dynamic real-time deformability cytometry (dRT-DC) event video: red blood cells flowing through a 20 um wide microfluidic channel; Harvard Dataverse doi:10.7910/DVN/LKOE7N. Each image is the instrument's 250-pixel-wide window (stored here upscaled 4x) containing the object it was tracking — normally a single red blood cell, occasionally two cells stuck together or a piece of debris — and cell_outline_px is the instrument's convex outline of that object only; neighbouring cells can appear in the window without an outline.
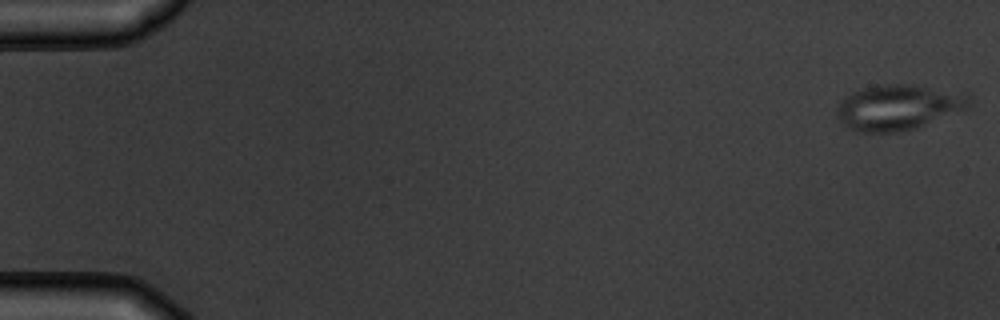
{"species": "common noctule bat (a hibernating species)", "species_latin": "Nyctalus noctula", "temperature_condition": "warm", "stored_images_in_passage": 5, "camera_frame_rate_fps": 3000, "um_per_image_px": 0.085, "animal": {"sex": "male", "body_mass_g": 19.5, "forearm_length_mm": 54.6}, "frame": {"image": 1, "passage_image": 1, "time_ms": 0.0, "image_size_px": [1000, 320], "cell_outline_px": [[972, 104], [968, 108], [916, 128], [896, 132], [860, 132], [848, 128], [840, 124], [836, 112], [844, 96], [852, 92], [864, 88], [880, 84], [912, 84], [972, 92]], "centroid_in_image_um": [76.43, 9.09], "position_along_channel_um": 8.6, "area_um2": 35.72}}